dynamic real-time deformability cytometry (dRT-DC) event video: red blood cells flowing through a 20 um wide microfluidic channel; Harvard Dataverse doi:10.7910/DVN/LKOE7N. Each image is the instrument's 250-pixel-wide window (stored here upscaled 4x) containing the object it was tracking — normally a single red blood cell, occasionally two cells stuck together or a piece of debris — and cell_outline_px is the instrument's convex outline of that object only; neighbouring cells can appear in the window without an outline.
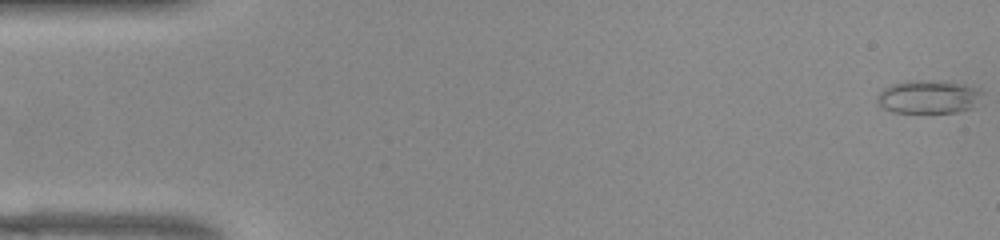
{"species": "common noctule bat (a hibernating species)", "species_latin": "Nyctalus noctula", "temperature_condition": "warm", "stored_images_in_passage": 52, "camera_frame_rate_fps": 3000, "um_per_image_px": 0.085, "animal": {"sex": "female", "body_mass_g": 22.0, "forearm_length_mm": 56.7}, "frame": {"image": 1, "passage_image": 1, "time_ms": 0.0, "image_size_px": [1000, 240], "cell_outline_px": [[984, 92], [972, 108], [956, 112], [892, 112], [880, 108], [876, 100], [876, 96], [884, 88], [892, 84], [904, 80], [932, 80], [964, 84], [976, 88]], "centroid_in_image_um": [78.86, 8.22], "position_along_channel_um": 6.1, "area_um2": 20.52}}
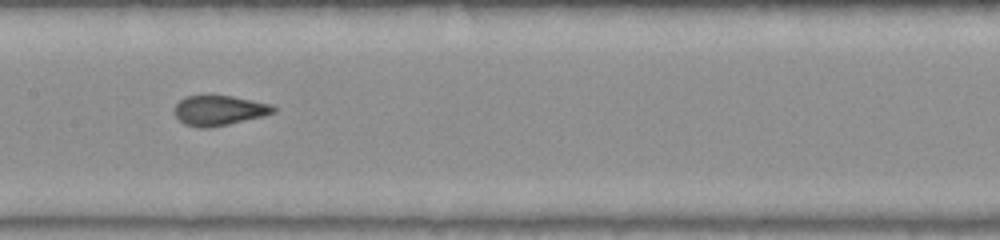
{"frame": {"image": 2, "passage_image": 26, "time_ms": 8.333, "image_size_px": [1000, 240], "cell_outline_px": [[276, 112], [264, 116], [228, 124], [208, 128], [200, 128], [184, 124], [176, 116], [176, 104], [180, 100], [188, 96], [232, 96], [272, 104], [276, 108]], "centroid_in_image_um": [18.67, 9.39], "position_along_channel_um": 188.7, "area_um2": 17.11}}
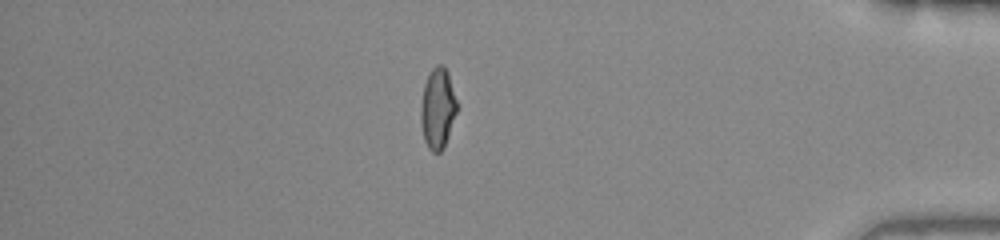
{"frame": {"image": 3, "passage_image": 45, "time_ms": 14.667, "image_size_px": [1000, 240], "cell_outline_px": [[456, 112], [444, 148], [440, 152], [432, 152], [428, 148], [424, 140], [420, 120], [420, 108], [424, 84], [432, 68], [436, 64], [444, 64], [448, 72], [456, 100]], "centroid_in_image_um": [37.18, 9.21], "position_along_channel_um": 398.0, "area_um2": 16.94}}